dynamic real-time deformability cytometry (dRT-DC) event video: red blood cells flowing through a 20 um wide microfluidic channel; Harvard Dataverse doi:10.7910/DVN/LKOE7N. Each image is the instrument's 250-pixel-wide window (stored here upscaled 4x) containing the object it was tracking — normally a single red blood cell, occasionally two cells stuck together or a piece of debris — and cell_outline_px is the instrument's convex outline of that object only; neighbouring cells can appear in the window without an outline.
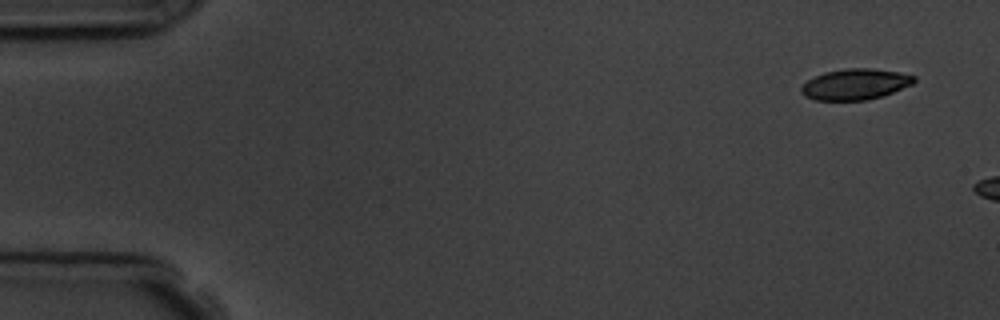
{"species": "common noctule bat (a hibernating species)", "species_latin": "Nyctalus noctula", "temperature_condition": "room temperature", "stored_images_in_passage": 3, "camera_frame_rate_fps": 3000, "um_per_image_px": 0.085, "animal": {"sex": "male", "body_mass_g": 19.5, "forearm_length_mm": 54.6}, "frame": {"image": 1, "passage_image": 1, "time_ms": 0.0, "image_size_px": [1000, 320], "cell_outline_px": [[916, 80], [912, 84], [892, 92], [868, 100], [816, 100], [804, 96], [800, 92], [800, 88], [808, 80], [824, 72], [844, 68], [872, 68], [900, 72], [916, 76]], "centroid_in_image_um": [72.69, 7.15], "position_along_channel_um": 12.3, "area_um2": 20.29}}